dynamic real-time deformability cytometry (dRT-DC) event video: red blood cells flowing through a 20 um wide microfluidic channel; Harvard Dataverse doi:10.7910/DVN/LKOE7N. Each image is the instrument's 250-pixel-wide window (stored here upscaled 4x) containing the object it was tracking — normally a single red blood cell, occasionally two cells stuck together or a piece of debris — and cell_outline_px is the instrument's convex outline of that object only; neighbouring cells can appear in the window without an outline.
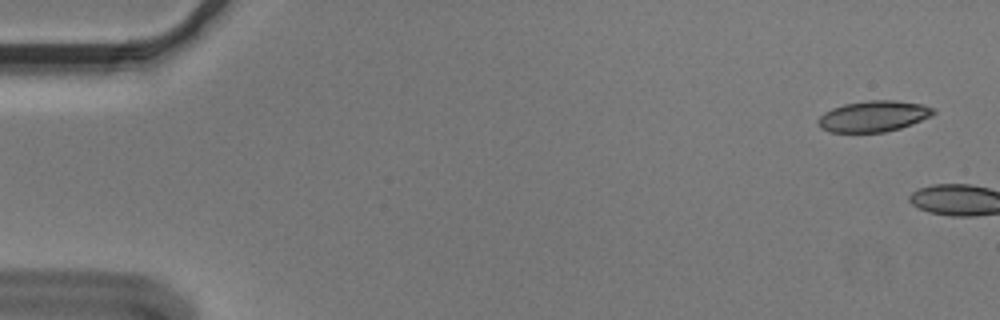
{"species": "Egyptian fruit bat (a non-hibernating species)", "species_latin": "Rousettus aegyptiacus", "temperature_condition": "cold", "stored_images_in_passage": 5, "camera_frame_rate_fps": 3000, "um_per_image_px": 0.085, "animal": {"sex": "male"}, "frame": {"image": 1, "passage_image": 3, "time_ms": 0.667, "image_size_px": [1000, 320], "cell_outline_px": [[936, 112], [912, 124], [900, 128], [884, 132], [828, 132], [820, 128], [816, 124], [816, 120], [824, 112], [832, 108], [844, 104], [868, 100], [896, 100], [924, 104], [932, 108]], "centroid_in_image_um": [74.19, 9.88], "position_along_channel_um": 10.8, "area_um2": 20.87}}